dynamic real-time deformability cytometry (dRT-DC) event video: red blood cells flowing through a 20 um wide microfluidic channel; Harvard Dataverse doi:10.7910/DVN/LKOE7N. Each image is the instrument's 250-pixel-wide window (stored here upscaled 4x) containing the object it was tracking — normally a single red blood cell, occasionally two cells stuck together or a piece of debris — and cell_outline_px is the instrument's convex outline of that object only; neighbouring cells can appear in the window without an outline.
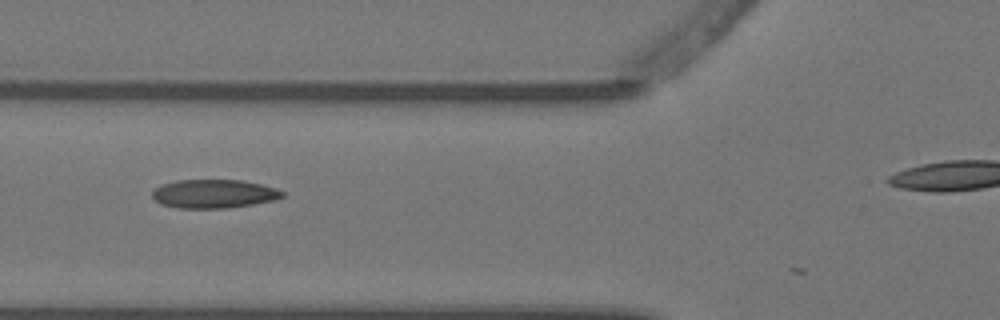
{"species": "Egyptian fruit bat (a non-hibernating species)", "species_latin": "Rousettus aegyptiacus", "temperature_condition": "warm", "stored_images_in_passage": 4, "camera_frame_rate_fps": 3000, "um_per_image_px": 0.085, "animal": {"sex": "female"}, "frame": {"image": 1, "passage_image": 2, "time_ms": 0.333, "image_size_px": [1000, 320], "cell_outline_px": [[284, 196], [276, 200], [228, 208], [176, 208], [160, 204], [152, 196], [152, 192], [160, 184], [176, 180], [240, 180], [260, 184], [276, 188], [284, 192]], "centroid_in_image_um": [18.17, 16.47], "position_along_channel_um": 107.6, "area_um2": 21.79}}
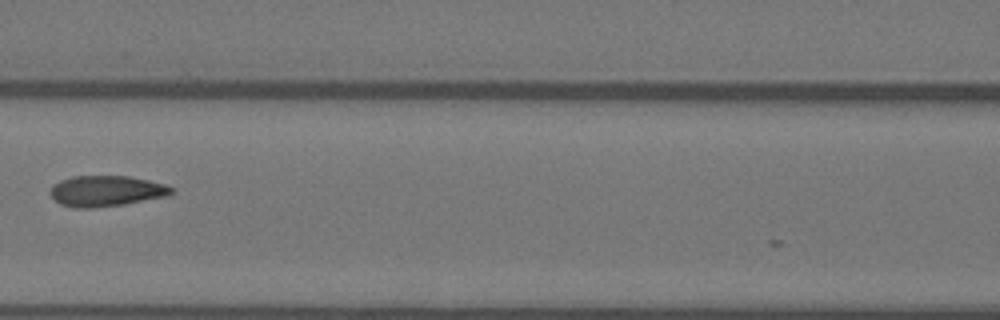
{"frame": {"image": 2, "passage_image": 3, "time_ms": 0.667, "image_size_px": [1000, 320], "cell_outline_px": [[176, 188], [168, 196], [124, 204], [88, 208], [76, 208], [60, 204], [48, 192], [52, 184], [60, 180], [72, 176], [128, 176], [148, 180], [164, 184]], "centroid_in_image_um": [9.01, 16.23], "position_along_channel_um": 157.6, "area_um2": 21.79}}